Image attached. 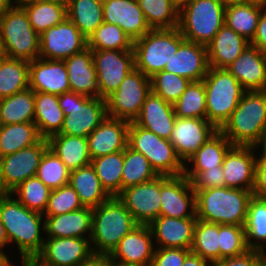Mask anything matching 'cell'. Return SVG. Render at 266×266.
I'll return each instance as SVG.
<instances>
[{
	"label": "cell",
	"instance_id": "cell-5",
	"mask_svg": "<svg viewBox=\"0 0 266 266\" xmlns=\"http://www.w3.org/2000/svg\"><path fill=\"white\" fill-rule=\"evenodd\" d=\"M203 82L206 119L219 130L231 117L246 90L226 68L209 67Z\"/></svg>",
	"mask_w": 266,
	"mask_h": 266
},
{
	"label": "cell",
	"instance_id": "cell-29",
	"mask_svg": "<svg viewBox=\"0 0 266 266\" xmlns=\"http://www.w3.org/2000/svg\"><path fill=\"white\" fill-rule=\"evenodd\" d=\"M250 45L243 36L225 24L206 45L209 67L226 68Z\"/></svg>",
	"mask_w": 266,
	"mask_h": 266
},
{
	"label": "cell",
	"instance_id": "cell-1",
	"mask_svg": "<svg viewBox=\"0 0 266 266\" xmlns=\"http://www.w3.org/2000/svg\"><path fill=\"white\" fill-rule=\"evenodd\" d=\"M12 195L0 196V220L4 225L9 244L17 243L21 260L35 258L42 250L45 231L43 214L29 210Z\"/></svg>",
	"mask_w": 266,
	"mask_h": 266
},
{
	"label": "cell",
	"instance_id": "cell-45",
	"mask_svg": "<svg viewBox=\"0 0 266 266\" xmlns=\"http://www.w3.org/2000/svg\"><path fill=\"white\" fill-rule=\"evenodd\" d=\"M151 29H173L179 24V11L171 0H137Z\"/></svg>",
	"mask_w": 266,
	"mask_h": 266
},
{
	"label": "cell",
	"instance_id": "cell-2",
	"mask_svg": "<svg viewBox=\"0 0 266 266\" xmlns=\"http://www.w3.org/2000/svg\"><path fill=\"white\" fill-rule=\"evenodd\" d=\"M196 217L211 223L244 226L253 192L228 187L194 190Z\"/></svg>",
	"mask_w": 266,
	"mask_h": 266
},
{
	"label": "cell",
	"instance_id": "cell-4",
	"mask_svg": "<svg viewBox=\"0 0 266 266\" xmlns=\"http://www.w3.org/2000/svg\"><path fill=\"white\" fill-rule=\"evenodd\" d=\"M138 225L118 197L101 203L93 208L90 237L93 253L110 255L119 241Z\"/></svg>",
	"mask_w": 266,
	"mask_h": 266
},
{
	"label": "cell",
	"instance_id": "cell-44",
	"mask_svg": "<svg viewBox=\"0 0 266 266\" xmlns=\"http://www.w3.org/2000/svg\"><path fill=\"white\" fill-rule=\"evenodd\" d=\"M219 224L198 220L190 251L212 263L220 260Z\"/></svg>",
	"mask_w": 266,
	"mask_h": 266
},
{
	"label": "cell",
	"instance_id": "cell-30",
	"mask_svg": "<svg viewBox=\"0 0 266 266\" xmlns=\"http://www.w3.org/2000/svg\"><path fill=\"white\" fill-rule=\"evenodd\" d=\"M93 208L83 207L79 210L57 216H45L47 238L76 237L89 238L92 232ZM85 235V236H83Z\"/></svg>",
	"mask_w": 266,
	"mask_h": 266
},
{
	"label": "cell",
	"instance_id": "cell-59",
	"mask_svg": "<svg viewBox=\"0 0 266 266\" xmlns=\"http://www.w3.org/2000/svg\"><path fill=\"white\" fill-rule=\"evenodd\" d=\"M183 266H213V263L191 252L185 258Z\"/></svg>",
	"mask_w": 266,
	"mask_h": 266
},
{
	"label": "cell",
	"instance_id": "cell-64",
	"mask_svg": "<svg viewBox=\"0 0 266 266\" xmlns=\"http://www.w3.org/2000/svg\"><path fill=\"white\" fill-rule=\"evenodd\" d=\"M22 266H46L39 262L36 258L22 259Z\"/></svg>",
	"mask_w": 266,
	"mask_h": 266
},
{
	"label": "cell",
	"instance_id": "cell-54",
	"mask_svg": "<svg viewBox=\"0 0 266 266\" xmlns=\"http://www.w3.org/2000/svg\"><path fill=\"white\" fill-rule=\"evenodd\" d=\"M191 184L194 190L225 187V177L223 175L222 166H216V168L199 172L191 180Z\"/></svg>",
	"mask_w": 266,
	"mask_h": 266
},
{
	"label": "cell",
	"instance_id": "cell-55",
	"mask_svg": "<svg viewBox=\"0 0 266 266\" xmlns=\"http://www.w3.org/2000/svg\"><path fill=\"white\" fill-rule=\"evenodd\" d=\"M213 266H266V254L249 249L242 255L216 261Z\"/></svg>",
	"mask_w": 266,
	"mask_h": 266
},
{
	"label": "cell",
	"instance_id": "cell-32",
	"mask_svg": "<svg viewBox=\"0 0 266 266\" xmlns=\"http://www.w3.org/2000/svg\"><path fill=\"white\" fill-rule=\"evenodd\" d=\"M47 140L49 149L59 157L70 171L91 164L92 159L86 137L55 134Z\"/></svg>",
	"mask_w": 266,
	"mask_h": 266
},
{
	"label": "cell",
	"instance_id": "cell-26",
	"mask_svg": "<svg viewBox=\"0 0 266 266\" xmlns=\"http://www.w3.org/2000/svg\"><path fill=\"white\" fill-rule=\"evenodd\" d=\"M208 69L206 46L185 40L163 70L185 77L190 81H201L206 76Z\"/></svg>",
	"mask_w": 266,
	"mask_h": 266
},
{
	"label": "cell",
	"instance_id": "cell-48",
	"mask_svg": "<svg viewBox=\"0 0 266 266\" xmlns=\"http://www.w3.org/2000/svg\"><path fill=\"white\" fill-rule=\"evenodd\" d=\"M51 189L39 178L31 177L23 181L11 194H16L17 200L29 210L44 213Z\"/></svg>",
	"mask_w": 266,
	"mask_h": 266
},
{
	"label": "cell",
	"instance_id": "cell-42",
	"mask_svg": "<svg viewBox=\"0 0 266 266\" xmlns=\"http://www.w3.org/2000/svg\"><path fill=\"white\" fill-rule=\"evenodd\" d=\"M91 165L105 191L111 197H117L121 193L124 150L93 158Z\"/></svg>",
	"mask_w": 266,
	"mask_h": 266
},
{
	"label": "cell",
	"instance_id": "cell-58",
	"mask_svg": "<svg viewBox=\"0 0 266 266\" xmlns=\"http://www.w3.org/2000/svg\"><path fill=\"white\" fill-rule=\"evenodd\" d=\"M81 266H118L109 254H92Z\"/></svg>",
	"mask_w": 266,
	"mask_h": 266
},
{
	"label": "cell",
	"instance_id": "cell-60",
	"mask_svg": "<svg viewBox=\"0 0 266 266\" xmlns=\"http://www.w3.org/2000/svg\"><path fill=\"white\" fill-rule=\"evenodd\" d=\"M12 195L11 192L6 188V184L4 182L1 163H0V196Z\"/></svg>",
	"mask_w": 266,
	"mask_h": 266
},
{
	"label": "cell",
	"instance_id": "cell-70",
	"mask_svg": "<svg viewBox=\"0 0 266 266\" xmlns=\"http://www.w3.org/2000/svg\"><path fill=\"white\" fill-rule=\"evenodd\" d=\"M224 5L239 3L241 0H220Z\"/></svg>",
	"mask_w": 266,
	"mask_h": 266
},
{
	"label": "cell",
	"instance_id": "cell-27",
	"mask_svg": "<svg viewBox=\"0 0 266 266\" xmlns=\"http://www.w3.org/2000/svg\"><path fill=\"white\" fill-rule=\"evenodd\" d=\"M63 61L68 72L70 90L87 97L100 98L92 50L87 47Z\"/></svg>",
	"mask_w": 266,
	"mask_h": 266
},
{
	"label": "cell",
	"instance_id": "cell-21",
	"mask_svg": "<svg viewBox=\"0 0 266 266\" xmlns=\"http://www.w3.org/2000/svg\"><path fill=\"white\" fill-rule=\"evenodd\" d=\"M103 20L121 27L133 41L151 30L137 0H103Z\"/></svg>",
	"mask_w": 266,
	"mask_h": 266
},
{
	"label": "cell",
	"instance_id": "cell-14",
	"mask_svg": "<svg viewBox=\"0 0 266 266\" xmlns=\"http://www.w3.org/2000/svg\"><path fill=\"white\" fill-rule=\"evenodd\" d=\"M160 196V216L197 218L195 191L191 181L184 175H160ZM188 208L190 212H187Z\"/></svg>",
	"mask_w": 266,
	"mask_h": 266
},
{
	"label": "cell",
	"instance_id": "cell-67",
	"mask_svg": "<svg viewBox=\"0 0 266 266\" xmlns=\"http://www.w3.org/2000/svg\"><path fill=\"white\" fill-rule=\"evenodd\" d=\"M19 1L47 2V3H67V0H19Z\"/></svg>",
	"mask_w": 266,
	"mask_h": 266
},
{
	"label": "cell",
	"instance_id": "cell-34",
	"mask_svg": "<svg viewBox=\"0 0 266 266\" xmlns=\"http://www.w3.org/2000/svg\"><path fill=\"white\" fill-rule=\"evenodd\" d=\"M34 107V123L40 136L48 139L50 136L60 133L65 115L59 106L58 95L35 92Z\"/></svg>",
	"mask_w": 266,
	"mask_h": 266
},
{
	"label": "cell",
	"instance_id": "cell-24",
	"mask_svg": "<svg viewBox=\"0 0 266 266\" xmlns=\"http://www.w3.org/2000/svg\"><path fill=\"white\" fill-rule=\"evenodd\" d=\"M246 91L266 90V53L249 45L226 67Z\"/></svg>",
	"mask_w": 266,
	"mask_h": 266
},
{
	"label": "cell",
	"instance_id": "cell-18",
	"mask_svg": "<svg viewBox=\"0 0 266 266\" xmlns=\"http://www.w3.org/2000/svg\"><path fill=\"white\" fill-rule=\"evenodd\" d=\"M48 148V140L42 138L30 147L0 158L4 182L10 192L26 179L36 176L41 158Z\"/></svg>",
	"mask_w": 266,
	"mask_h": 266
},
{
	"label": "cell",
	"instance_id": "cell-20",
	"mask_svg": "<svg viewBox=\"0 0 266 266\" xmlns=\"http://www.w3.org/2000/svg\"><path fill=\"white\" fill-rule=\"evenodd\" d=\"M255 149L251 146H232L228 150L222 163L225 187L253 190L257 160Z\"/></svg>",
	"mask_w": 266,
	"mask_h": 266
},
{
	"label": "cell",
	"instance_id": "cell-36",
	"mask_svg": "<svg viewBox=\"0 0 266 266\" xmlns=\"http://www.w3.org/2000/svg\"><path fill=\"white\" fill-rule=\"evenodd\" d=\"M35 91L31 88L0 99L2 125L34 122Z\"/></svg>",
	"mask_w": 266,
	"mask_h": 266
},
{
	"label": "cell",
	"instance_id": "cell-63",
	"mask_svg": "<svg viewBox=\"0 0 266 266\" xmlns=\"http://www.w3.org/2000/svg\"><path fill=\"white\" fill-rule=\"evenodd\" d=\"M173 6L180 12L183 8L188 6L193 0H171Z\"/></svg>",
	"mask_w": 266,
	"mask_h": 266
},
{
	"label": "cell",
	"instance_id": "cell-6",
	"mask_svg": "<svg viewBox=\"0 0 266 266\" xmlns=\"http://www.w3.org/2000/svg\"><path fill=\"white\" fill-rule=\"evenodd\" d=\"M185 41L178 27L173 29H151L133 45L135 68L151 78L163 71L179 46Z\"/></svg>",
	"mask_w": 266,
	"mask_h": 266
},
{
	"label": "cell",
	"instance_id": "cell-39",
	"mask_svg": "<svg viewBox=\"0 0 266 266\" xmlns=\"http://www.w3.org/2000/svg\"><path fill=\"white\" fill-rule=\"evenodd\" d=\"M244 230L247 248L266 252V198L253 196L250 199Z\"/></svg>",
	"mask_w": 266,
	"mask_h": 266
},
{
	"label": "cell",
	"instance_id": "cell-62",
	"mask_svg": "<svg viewBox=\"0 0 266 266\" xmlns=\"http://www.w3.org/2000/svg\"><path fill=\"white\" fill-rule=\"evenodd\" d=\"M14 1L15 0H0V18L13 4H15Z\"/></svg>",
	"mask_w": 266,
	"mask_h": 266
},
{
	"label": "cell",
	"instance_id": "cell-7",
	"mask_svg": "<svg viewBox=\"0 0 266 266\" xmlns=\"http://www.w3.org/2000/svg\"><path fill=\"white\" fill-rule=\"evenodd\" d=\"M220 0H193L179 12L178 29L186 41L207 45L225 24Z\"/></svg>",
	"mask_w": 266,
	"mask_h": 266
},
{
	"label": "cell",
	"instance_id": "cell-53",
	"mask_svg": "<svg viewBox=\"0 0 266 266\" xmlns=\"http://www.w3.org/2000/svg\"><path fill=\"white\" fill-rule=\"evenodd\" d=\"M190 253L189 249L156 247L151 266H183Z\"/></svg>",
	"mask_w": 266,
	"mask_h": 266
},
{
	"label": "cell",
	"instance_id": "cell-61",
	"mask_svg": "<svg viewBox=\"0 0 266 266\" xmlns=\"http://www.w3.org/2000/svg\"><path fill=\"white\" fill-rule=\"evenodd\" d=\"M8 243L9 241H8V237H7L4 225L2 224L0 220V249H2Z\"/></svg>",
	"mask_w": 266,
	"mask_h": 266
},
{
	"label": "cell",
	"instance_id": "cell-38",
	"mask_svg": "<svg viewBox=\"0 0 266 266\" xmlns=\"http://www.w3.org/2000/svg\"><path fill=\"white\" fill-rule=\"evenodd\" d=\"M42 137L34 122L2 125L0 158L38 143Z\"/></svg>",
	"mask_w": 266,
	"mask_h": 266
},
{
	"label": "cell",
	"instance_id": "cell-66",
	"mask_svg": "<svg viewBox=\"0 0 266 266\" xmlns=\"http://www.w3.org/2000/svg\"><path fill=\"white\" fill-rule=\"evenodd\" d=\"M241 2L252 3V4H257V5L266 7V0H241Z\"/></svg>",
	"mask_w": 266,
	"mask_h": 266
},
{
	"label": "cell",
	"instance_id": "cell-9",
	"mask_svg": "<svg viewBox=\"0 0 266 266\" xmlns=\"http://www.w3.org/2000/svg\"><path fill=\"white\" fill-rule=\"evenodd\" d=\"M59 106L64 112L60 133L86 137L107 117L103 98L87 97L73 91L58 95Z\"/></svg>",
	"mask_w": 266,
	"mask_h": 266
},
{
	"label": "cell",
	"instance_id": "cell-19",
	"mask_svg": "<svg viewBox=\"0 0 266 266\" xmlns=\"http://www.w3.org/2000/svg\"><path fill=\"white\" fill-rule=\"evenodd\" d=\"M148 225H138L118 243L110 254L118 266H151L154 250Z\"/></svg>",
	"mask_w": 266,
	"mask_h": 266
},
{
	"label": "cell",
	"instance_id": "cell-37",
	"mask_svg": "<svg viewBox=\"0 0 266 266\" xmlns=\"http://www.w3.org/2000/svg\"><path fill=\"white\" fill-rule=\"evenodd\" d=\"M263 9L265 7L252 3L228 4L225 8L224 23L250 42L255 35Z\"/></svg>",
	"mask_w": 266,
	"mask_h": 266
},
{
	"label": "cell",
	"instance_id": "cell-31",
	"mask_svg": "<svg viewBox=\"0 0 266 266\" xmlns=\"http://www.w3.org/2000/svg\"><path fill=\"white\" fill-rule=\"evenodd\" d=\"M232 146L229 139L218 130L186 161L193 163V169L189 171L184 166L183 175L191 181L199 172L222 166L224 157Z\"/></svg>",
	"mask_w": 266,
	"mask_h": 266
},
{
	"label": "cell",
	"instance_id": "cell-8",
	"mask_svg": "<svg viewBox=\"0 0 266 266\" xmlns=\"http://www.w3.org/2000/svg\"><path fill=\"white\" fill-rule=\"evenodd\" d=\"M15 3L0 18L6 56L31 62L39 58V34L31 26L24 8Z\"/></svg>",
	"mask_w": 266,
	"mask_h": 266
},
{
	"label": "cell",
	"instance_id": "cell-41",
	"mask_svg": "<svg viewBox=\"0 0 266 266\" xmlns=\"http://www.w3.org/2000/svg\"><path fill=\"white\" fill-rule=\"evenodd\" d=\"M29 65L22 59H0V99L29 88Z\"/></svg>",
	"mask_w": 266,
	"mask_h": 266
},
{
	"label": "cell",
	"instance_id": "cell-35",
	"mask_svg": "<svg viewBox=\"0 0 266 266\" xmlns=\"http://www.w3.org/2000/svg\"><path fill=\"white\" fill-rule=\"evenodd\" d=\"M67 18L87 38L104 22L103 0H67Z\"/></svg>",
	"mask_w": 266,
	"mask_h": 266
},
{
	"label": "cell",
	"instance_id": "cell-15",
	"mask_svg": "<svg viewBox=\"0 0 266 266\" xmlns=\"http://www.w3.org/2000/svg\"><path fill=\"white\" fill-rule=\"evenodd\" d=\"M117 197L139 225H149L160 216V175L122 190Z\"/></svg>",
	"mask_w": 266,
	"mask_h": 266
},
{
	"label": "cell",
	"instance_id": "cell-25",
	"mask_svg": "<svg viewBox=\"0 0 266 266\" xmlns=\"http://www.w3.org/2000/svg\"><path fill=\"white\" fill-rule=\"evenodd\" d=\"M197 218L159 216L148 226L158 248L191 249Z\"/></svg>",
	"mask_w": 266,
	"mask_h": 266
},
{
	"label": "cell",
	"instance_id": "cell-33",
	"mask_svg": "<svg viewBox=\"0 0 266 266\" xmlns=\"http://www.w3.org/2000/svg\"><path fill=\"white\" fill-rule=\"evenodd\" d=\"M69 184L84 207L95 208L111 198L91 164L70 171Z\"/></svg>",
	"mask_w": 266,
	"mask_h": 266
},
{
	"label": "cell",
	"instance_id": "cell-40",
	"mask_svg": "<svg viewBox=\"0 0 266 266\" xmlns=\"http://www.w3.org/2000/svg\"><path fill=\"white\" fill-rule=\"evenodd\" d=\"M24 8L33 29L41 35L66 17V3L18 1Z\"/></svg>",
	"mask_w": 266,
	"mask_h": 266
},
{
	"label": "cell",
	"instance_id": "cell-52",
	"mask_svg": "<svg viewBox=\"0 0 266 266\" xmlns=\"http://www.w3.org/2000/svg\"><path fill=\"white\" fill-rule=\"evenodd\" d=\"M78 194L70 184L51 190L44 216H57L83 208Z\"/></svg>",
	"mask_w": 266,
	"mask_h": 266
},
{
	"label": "cell",
	"instance_id": "cell-23",
	"mask_svg": "<svg viewBox=\"0 0 266 266\" xmlns=\"http://www.w3.org/2000/svg\"><path fill=\"white\" fill-rule=\"evenodd\" d=\"M130 122L107 116L88 136L91 159L123 151L128 146Z\"/></svg>",
	"mask_w": 266,
	"mask_h": 266
},
{
	"label": "cell",
	"instance_id": "cell-43",
	"mask_svg": "<svg viewBox=\"0 0 266 266\" xmlns=\"http://www.w3.org/2000/svg\"><path fill=\"white\" fill-rule=\"evenodd\" d=\"M158 176L142 153L134 151L129 146L124 149L121 191L128 187L151 181Z\"/></svg>",
	"mask_w": 266,
	"mask_h": 266
},
{
	"label": "cell",
	"instance_id": "cell-3",
	"mask_svg": "<svg viewBox=\"0 0 266 266\" xmlns=\"http://www.w3.org/2000/svg\"><path fill=\"white\" fill-rule=\"evenodd\" d=\"M266 124V90L246 91L219 131L233 146L258 147Z\"/></svg>",
	"mask_w": 266,
	"mask_h": 266
},
{
	"label": "cell",
	"instance_id": "cell-56",
	"mask_svg": "<svg viewBox=\"0 0 266 266\" xmlns=\"http://www.w3.org/2000/svg\"><path fill=\"white\" fill-rule=\"evenodd\" d=\"M253 196L266 198V148L262 149V154L256 160L255 182L253 187Z\"/></svg>",
	"mask_w": 266,
	"mask_h": 266
},
{
	"label": "cell",
	"instance_id": "cell-12",
	"mask_svg": "<svg viewBox=\"0 0 266 266\" xmlns=\"http://www.w3.org/2000/svg\"><path fill=\"white\" fill-rule=\"evenodd\" d=\"M92 58L103 99L116 91L127 74L135 69L133 50H92Z\"/></svg>",
	"mask_w": 266,
	"mask_h": 266
},
{
	"label": "cell",
	"instance_id": "cell-10",
	"mask_svg": "<svg viewBox=\"0 0 266 266\" xmlns=\"http://www.w3.org/2000/svg\"><path fill=\"white\" fill-rule=\"evenodd\" d=\"M128 146L134 151L142 153L158 175H183L185 164L176 155L171 142L135 122H130L129 125Z\"/></svg>",
	"mask_w": 266,
	"mask_h": 266
},
{
	"label": "cell",
	"instance_id": "cell-49",
	"mask_svg": "<svg viewBox=\"0 0 266 266\" xmlns=\"http://www.w3.org/2000/svg\"><path fill=\"white\" fill-rule=\"evenodd\" d=\"M36 177L53 190L69 184L70 170L59 157L48 148L41 158Z\"/></svg>",
	"mask_w": 266,
	"mask_h": 266
},
{
	"label": "cell",
	"instance_id": "cell-28",
	"mask_svg": "<svg viewBox=\"0 0 266 266\" xmlns=\"http://www.w3.org/2000/svg\"><path fill=\"white\" fill-rule=\"evenodd\" d=\"M175 119L173 104L166 102L151 90L134 122L157 136L169 140Z\"/></svg>",
	"mask_w": 266,
	"mask_h": 266
},
{
	"label": "cell",
	"instance_id": "cell-47",
	"mask_svg": "<svg viewBox=\"0 0 266 266\" xmlns=\"http://www.w3.org/2000/svg\"><path fill=\"white\" fill-rule=\"evenodd\" d=\"M134 41L116 24L103 22L89 37L91 50H133Z\"/></svg>",
	"mask_w": 266,
	"mask_h": 266
},
{
	"label": "cell",
	"instance_id": "cell-17",
	"mask_svg": "<svg viewBox=\"0 0 266 266\" xmlns=\"http://www.w3.org/2000/svg\"><path fill=\"white\" fill-rule=\"evenodd\" d=\"M218 129L207 119L176 117L169 141L186 162Z\"/></svg>",
	"mask_w": 266,
	"mask_h": 266
},
{
	"label": "cell",
	"instance_id": "cell-46",
	"mask_svg": "<svg viewBox=\"0 0 266 266\" xmlns=\"http://www.w3.org/2000/svg\"><path fill=\"white\" fill-rule=\"evenodd\" d=\"M173 106L176 117L206 119V91L203 80L191 81Z\"/></svg>",
	"mask_w": 266,
	"mask_h": 266
},
{
	"label": "cell",
	"instance_id": "cell-11",
	"mask_svg": "<svg viewBox=\"0 0 266 266\" xmlns=\"http://www.w3.org/2000/svg\"><path fill=\"white\" fill-rule=\"evenodd\" d=\"M151 92V78L136 68L121 82L118 89L105 98L107 116L134 122Z\"/></svg>",
	"mask_w": 266,
	"mask_h": 266
},
{
	"label": "cell",
	"instance_id": "cell-13",
	"mask_svg": "<svg viewBox=\"0 0 266 266\" xmlns=\"http://www.w3.org/2000/svg\"><path fill=\"white\" fill-rule=\"evenodd\" d=\"M88 47V39L67 17L39 35V57L65 60Z\"/></svg>",
	"mask_w": 266,
	"mask_h": 266
},
{
	"label": "cell",
	"instance_id": "cell-69",
	"mask_svg": "<svg viewBox=\"0 0 266 266\" xmlns=\"http://www.w3.org/2000/svg\"><path fill=\"white\" fill-rule=\"evenodd\" d=\"M258 146H262L263 148H266V124H265V128H264V132H263L262 138H261Z\"/></svg>",
	"mask_w": 266,
	"mask_h": 266
},
{
	"label": "cell",
	"instance_id": "cell-51",
	"mask_svg": "<svg viewBox=\"0 0 266 266\" xmlns=\"http://www.w3.org/2000/svg\"><path fill=\"white\" fill-rule=\"evenodd\" d=\"M220 260L244 254L249 249L245 241L244 226L219 224Z\"/></svg>",
	"mask_w": 266,
	"mask_h": 266
},
{
	"label": "cell",
	"instance_id": "cell-57",
	"mask_svg": "<svg viewBox=\"0 0 266 266\" xmlns=\"http://www.w3.org/2000/svg\"><path fill=\"white\" fill-rule=\"evenodd\" d=\"M250 45L266 53V10L264 9L260 13L256 32Z\"/></svg>",
	"mask_w": 266,
	"mask_h": 266
},
{
	"label": "cell",
	"instance_id": "cell-50",
	"mask_svg": "<svg viewBox=\"0 0 266 266\" xmlns=\"http://www.w3.org/2000/svg\"><path fill=\"white\" fill-rule=\"evenodd\" d=\"M190 82L185 77L163 70L151 77V90L166 102L174 104Z\"/></svg>",
	"mask_w": 266,
	"mask_h": 266
},
{
	"label": "cell",
	"instance_id": "cell-68",
	"mask_svg": "<svg viewBox=\"0 0 266 266\" xmlns=\"http://www.w3.org/2000/svg\"><path fill=\"white\" fill-rule=\"evenodd\" d=\"M7 57L6 56V52H5V48H4V44H3V39L1 37V33H0V59H3Z\"/></svg>",
	"mask_w": 266,
	"mask_h": 266
},
{
	"label": "cell",
	"instance_id": "cell-65",
	"mask_svg": "<svg viewBox=\"0 0 266 266\" xmlns=\"http://www.w3.org/2000/svg\"><path fill=\"white\" fill-rule=\"evenodd\" d=\"M0 266H13L9 257L0 249Z\"/></svg>",
	"mask_w": 266,
	"mask_h": 266
},
{
	"label": "cell",
	"instance_id": "cell-22",
	"mask_svg": "<svg viewBox=\"0 0 266 266\" xmlns=\"http://www.w3.org/2000/svg\"><path fill=\"white\" fill-rule=\"evenodd\" d=\"M29 88L35 92L55 95L71 91L64 61L40 57L31 61L29 65Z\"/></svg>",
	"mask_w": 266,
	"mask_h": 266
},
{
	"label": "cell",
	"instance_id": "cell-16",
	"mask_svg": "<svg viewBox=\"0 0 266 266\" xmlns=\"http://www.w3.org/2000/svg\"><path fill=\"white\" fill-rule=\"evenodd\" d=\"M90 238H46L35 257L46 266H81L93 254Z\"/></svg>",
	"mask_w": 266,
	"mask_h": 266
}]
</instances>
